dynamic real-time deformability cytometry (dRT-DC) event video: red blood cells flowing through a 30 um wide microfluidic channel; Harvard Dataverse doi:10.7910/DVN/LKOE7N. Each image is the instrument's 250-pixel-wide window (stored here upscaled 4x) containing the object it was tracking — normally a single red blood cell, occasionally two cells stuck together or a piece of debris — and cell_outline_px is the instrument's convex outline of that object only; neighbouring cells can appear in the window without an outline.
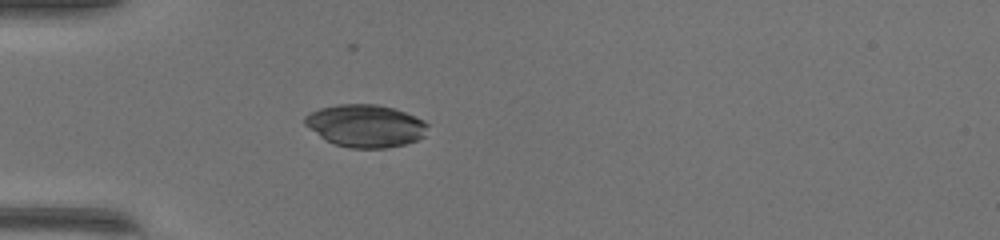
{"species": "common noctule bat (a hibernating species)", "species_latin": "Nyctalus noctula", "temperature_condition": "warm", "stored_images_in_passage": 35, "camera_frame_rate_fps": 3000, "um_per_image_px": 0.085, "animal": {"sex": "female", "body_mass_g": 17.0, "forearm_length_mm": 48.0}, "frame": {"image": 1, "passage_image": 1, "time_ms": 0.0, "image_size_px": [1000, 240], "cell_outline_px": [[428, 124], [424, 136], [416, 140], [404, 144], [388, 148], [348, 148], [336, 144], [320, 136], [304, 124], [304, 116], [308, 112], [320, 108], [340, 104], [376, 104], [392, 108], [404, 112], [424, 120]], "centroid_in_image_um": [31.05, 10.69], "position_along_channel_um": 53.9, "area_um2": 30.29}}
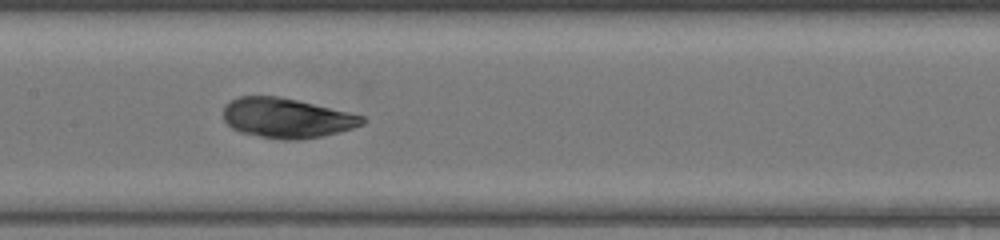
{"frame": {"image": 2, "passage_image": 11, "time_ms": 3.333, "image_size_px": [1000, 240], "cell_outline_px": [[364, 124], [352, 128], [324, 136], [300, 140], [284, 140], [260, 136], [240, 132], [232, 128], [224, 120], [224, 104], [240, 96], [276, 96], [296, 100], [364, 116]], "centroid_in_image_um": [24.34, 10.04], "position_along_channel_um": 183.1, "area_um2": 31.96}}
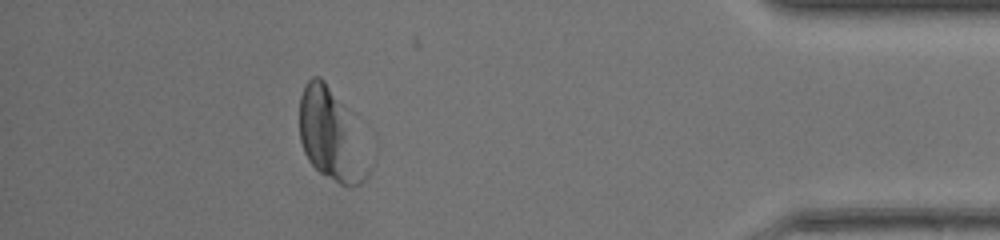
{"frame": {"image": 3, "passage_image": 30, "time_ms": 9.667, "image_size_px": [1000, 240], "cell_outline_px": [[372, 168], [368, 176], [360, 184], [352, 188], [348, 188], [340, 184], [320, 172], [308, 160], [304, 152], [300, 140], [300, 96], [308, 80], [312, 76], [320, 76], [324, 80], [344, 108]], "centroid_in_image_um": [28.11, 11.57], "position_along_channel_um": 407.1, "area_um2": 35.66}}